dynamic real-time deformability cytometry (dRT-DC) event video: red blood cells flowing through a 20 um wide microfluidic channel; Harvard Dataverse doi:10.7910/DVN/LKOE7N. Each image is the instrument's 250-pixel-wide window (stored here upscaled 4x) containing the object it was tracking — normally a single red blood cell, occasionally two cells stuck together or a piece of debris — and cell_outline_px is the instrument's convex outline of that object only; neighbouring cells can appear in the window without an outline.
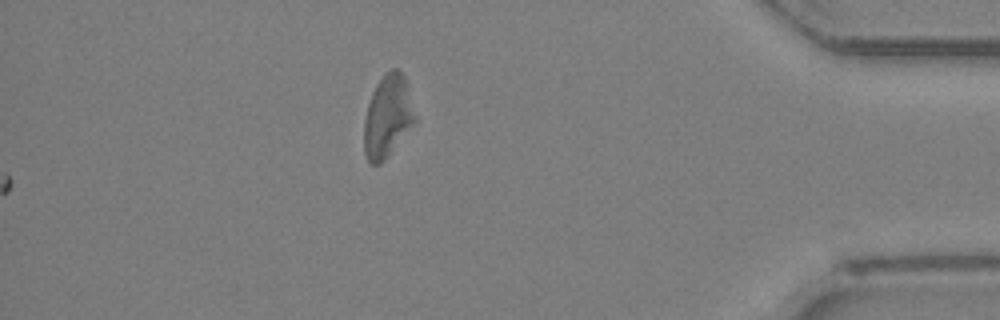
{"species": "Egyptian fruit bat (a non-hibernating species)", "species_latin": "Rousettus aegyptiacus", "temperature_condition": "room temperature", "stored_images_in_passage": 35, "camera_frame_rate_fps": 3000, "um_per_image_px": 0.085, "animal": {"sex": "female"}, "frame": {"image": 1, "passage_image": 35, "time_ms": 11.333, "image_size_px": [1000, 320], "cell_outline_px": [[416, 120], [388, 156], [380, 164], [368, 164], [364, 152], [364, 120], [368, 104], [372, 92], [376, 84], [392, 68], [396, 68], [404, 76]], "centroid_in_image_um": [32.91, 9.93], "position_along_channel_um": 402.3, "area_um2": 23.93}}